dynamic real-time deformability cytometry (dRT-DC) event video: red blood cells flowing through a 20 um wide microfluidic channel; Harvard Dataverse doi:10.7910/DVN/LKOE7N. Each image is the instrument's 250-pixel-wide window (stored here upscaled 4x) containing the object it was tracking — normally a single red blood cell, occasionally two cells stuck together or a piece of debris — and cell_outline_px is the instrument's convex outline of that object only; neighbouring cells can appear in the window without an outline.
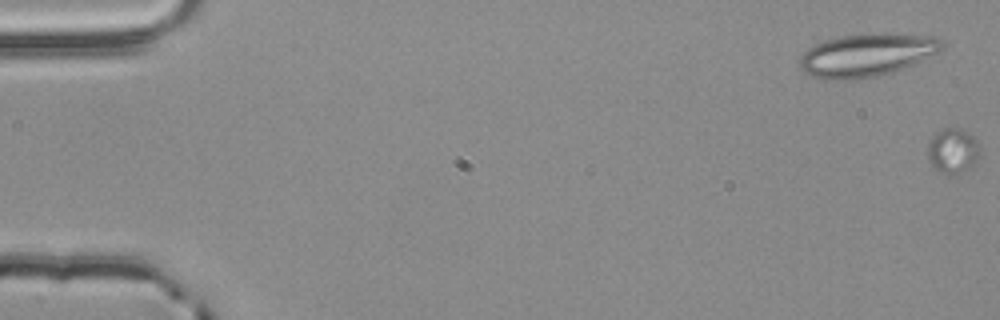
{"species": "common noctule bat (a hibernating species)", "species_latin": "Nyctalus noctula", "temperature_condition": "room temperature", "stored_images_in_passage": 4, "camera_frame_rate_fps": 3000, "um_per_image_px": 0.085, "animal": {"sex": "male", "body_mass_g": 20.4}, "frame": {"image": 1, "passage_image": 1, "time_ms": 0.0, "image_size_px": [1000, 320], "cell_outline_px": [[980, 156], [976, 164], [968, 168], [956, 172], [944, 172], [936, 168], [928, 160], [928, 144], [932, 136], [936, 132], [944, 128], [956, 128], [968, 132], [976, 140], [980, 148]], "centroid_in_image_um": [81.01, 12.77], "position_along_channel_um": 4.0, "area_um2": 13.35}}